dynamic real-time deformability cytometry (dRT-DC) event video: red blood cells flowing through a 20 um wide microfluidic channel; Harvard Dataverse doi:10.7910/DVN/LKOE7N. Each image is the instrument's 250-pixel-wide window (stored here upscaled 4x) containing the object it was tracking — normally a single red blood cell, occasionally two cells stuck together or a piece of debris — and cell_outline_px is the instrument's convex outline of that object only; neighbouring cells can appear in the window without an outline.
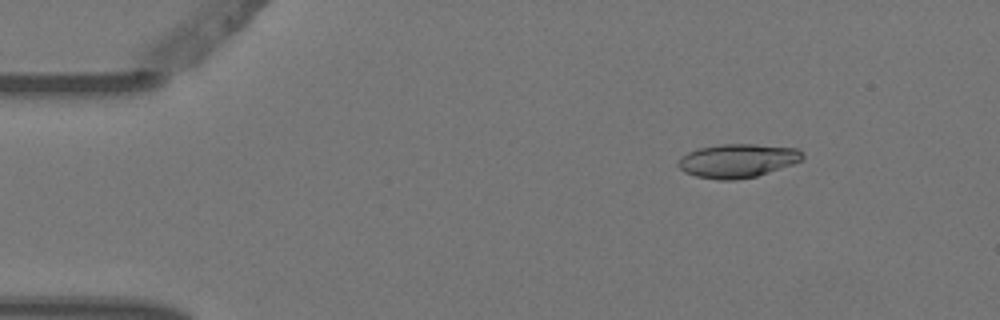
{"species": "Egyptian fruit bat (a non-hibernating species)", "species_latin": "Rousettus aegyptiacus", "temperature_condition": "warm", "stored_images_in_passage": 10, "camera_frame_rate_fps": 3000, "um_per_image_px": 0.085, "animal": {"sex": "female"}, "frame": {"image": 1, "passage_image": 2, "time_ms": 0.333, "image_size_px": [1000, 320], "cell_outline_px": [[804, 156], [800, 160], [792, 164], [756, 176], [736, 180], [716, 180], [696, 176], [684, 172], [676, 164], [680, 156], [688, 152], [700, 148], [720, 144], [756, 144], [796, 148], [804, 152]], "centroid_in_image_um": [62.66, 13.66], "position_along_channel_um": 22.3, "area_um2": 24.45}}
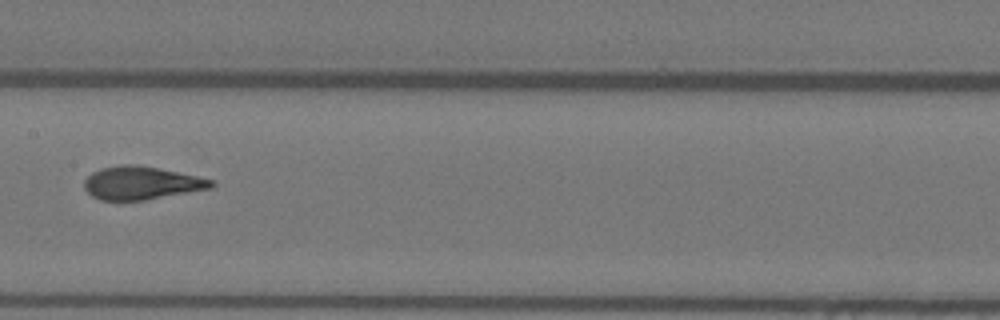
{"frame": {"image": 2, "passage_image": 7, "time_ms": 2.0, "image_size_px": [1000, 320], "cell_outline_px": [[216, 184], [212, 188], [144, 200], [100, 200], [92, 196], [84, 188], [84, 180], [92, 172], [100, 168], [124, 164], [136, 164], [196, 176], [212, 180]], "centroid_in_image_um": [11.98, 15.55], "position_along_channel_um": 195.4, "area_um2": 24.28}}
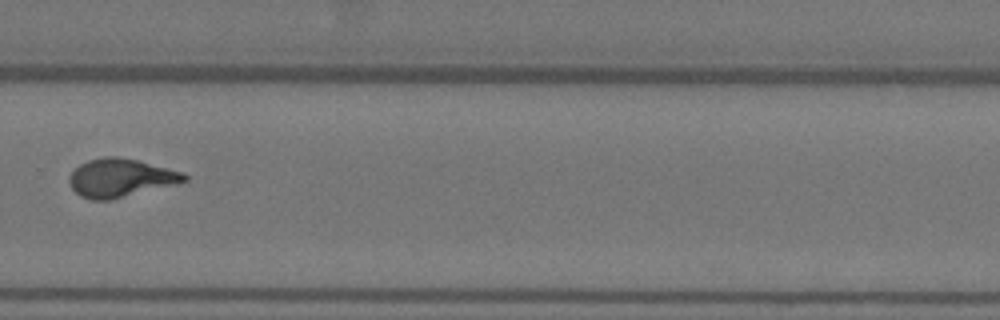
{"frame": {"image": 3, "passage_image": 10, "time_ms": 3.0, "image_size_px": [1000, 320], "cell_outline_px": [[188, 180], [176, 184], [112, 200], [92, 200], [80, 196], [72, 188], [68, 180], [68, 176], [80, 164], [88, 160], [104, 156], [116, 156], [140, 160], [184, 172], [188, 176]], "centroid_in_image_um": [10.26, 15.11], "position_along_channel_um": 319.5, "area_um2": 25.95}}